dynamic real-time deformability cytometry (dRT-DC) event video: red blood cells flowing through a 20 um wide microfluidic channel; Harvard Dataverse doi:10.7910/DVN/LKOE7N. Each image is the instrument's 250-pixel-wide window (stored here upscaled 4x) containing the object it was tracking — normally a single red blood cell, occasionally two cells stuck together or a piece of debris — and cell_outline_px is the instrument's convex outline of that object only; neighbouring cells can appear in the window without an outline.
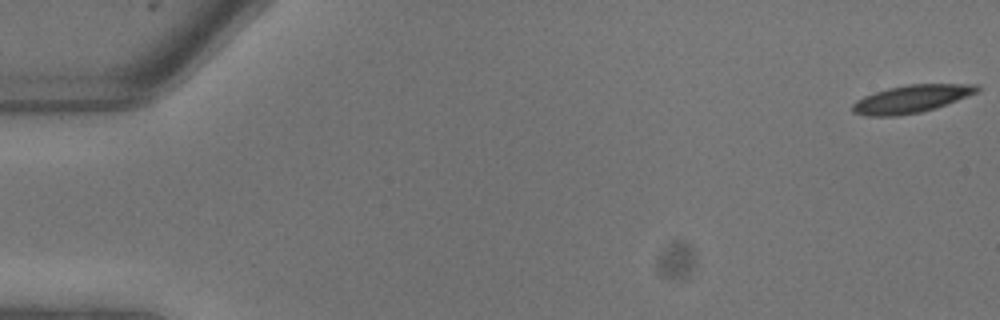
{"species": "common noctule bat (a hibernating species)", "species_latin": "Nyctalus noctula", "temperature_condition": "warm", "stored_images_in_passage": 12, "camera_frame_rate_fps": 3000, "um_per_image_px": 0.085, "animal": {"sex": "male", "body_mass_g": 13.3}, "frame": {"image": 1, "passage_image": 1, "time_ms": 0.0, "image_size_px": [1000, 320], "cell_outline_px": [[980, 92], [936, 108], [920, 112], [900, 116], [864, 116], [852, 112], [852, 104], [856, 100], [864, 96], [888, 88], [908, 84], [976, 84], [980, 88]], "centroid_in_image_um": [77.48, 8.41], "position_along_channel_um": 7.5, "area_um2": 20.29}}
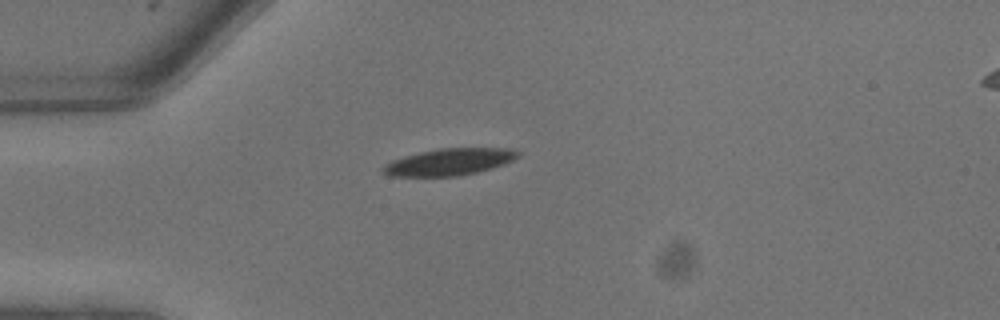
{"frame": {"image": 2, "passage_image": 7, "time_ms": 2.0, "image_size_px": [1000, 320], "cell_outline_px": [[520, 156], [504, 164], [492, 168], [460, 176], [388, 176], [380, 172], [380, 168], [384, 164], [392, 160], [404, 156], [420, 152], [440, 148], [512, 148], [520, 152]], "centroid_in_image_um": [38.16, 13.76], "position_along_channel_um": 46.8, "area_um2": 21.27}}
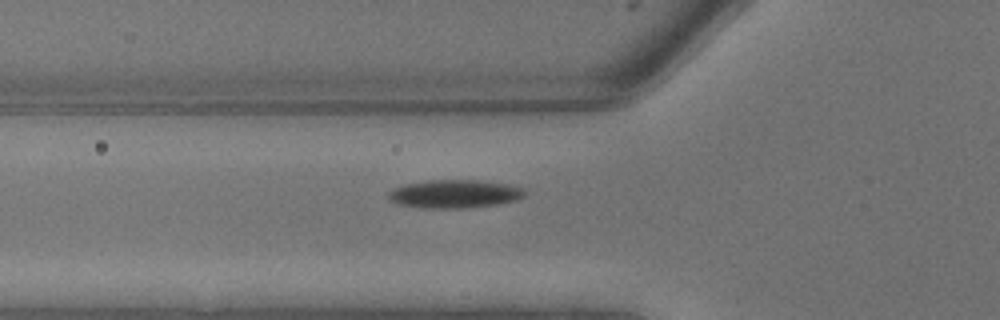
{"frame": {"image": 3, "passage_image": 9, "time_ms": 2.667, "image_size_px": [1000, 320], "cell_outline_px": [[528, 192], [520, 200], [500, 204], [468, 208], [420, 208], [396, 204], [388, 200], [388, 192], [392, 188], [404, 184], [428, 180], [480, 180], [508, 184], [524, 188]], "centroid_in_image_um": [38.65, 16.49], "position_along_channel_um": 87.1, "area_um2": 23.06}}